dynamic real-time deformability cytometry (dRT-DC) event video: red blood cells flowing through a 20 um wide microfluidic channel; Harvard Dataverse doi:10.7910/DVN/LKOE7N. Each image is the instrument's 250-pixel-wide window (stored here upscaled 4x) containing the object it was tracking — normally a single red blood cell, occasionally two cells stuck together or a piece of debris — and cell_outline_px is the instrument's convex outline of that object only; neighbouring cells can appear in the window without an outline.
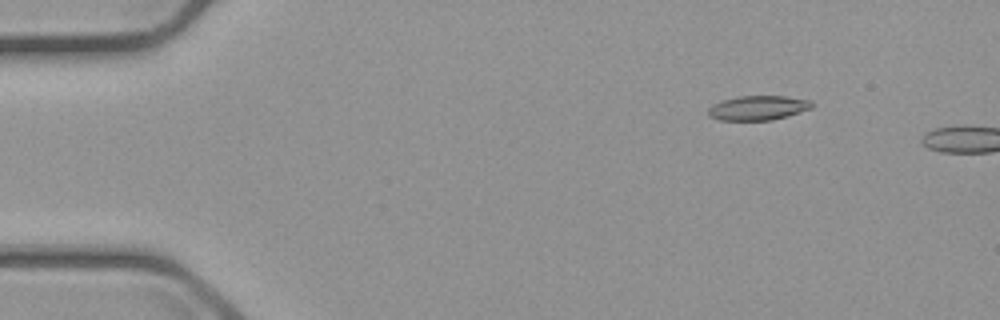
{"species": "common noctule bat (a hibernating species)", "species_latin": "Nyctalus noctula", "temperature_condition": "cold", "stored_images_in_passage": 2, "camera_frame_rate_fps": 3000, "um_per_image_px": 0.085, "animal": {"sex": "male", "body_mass_g": 23.1, "forearm_length_mm": 52.7}, "frame": {"image": 1, "passage_image": 1, "time_ms": 0.0, "image_size_px": [1000, 320], "cell_outline_px": [[816, 104], [812, 108], [788, 116], [772, 120], [720, 120], [708, 116], [708, 108], [712, 104], [720, 100], [740, 96], [784, 96], [812, 100]], "centroid_in_image_um": [64.45, 9.16], "position_along_channel_um": 20.6, "area_um2": 15.03}}